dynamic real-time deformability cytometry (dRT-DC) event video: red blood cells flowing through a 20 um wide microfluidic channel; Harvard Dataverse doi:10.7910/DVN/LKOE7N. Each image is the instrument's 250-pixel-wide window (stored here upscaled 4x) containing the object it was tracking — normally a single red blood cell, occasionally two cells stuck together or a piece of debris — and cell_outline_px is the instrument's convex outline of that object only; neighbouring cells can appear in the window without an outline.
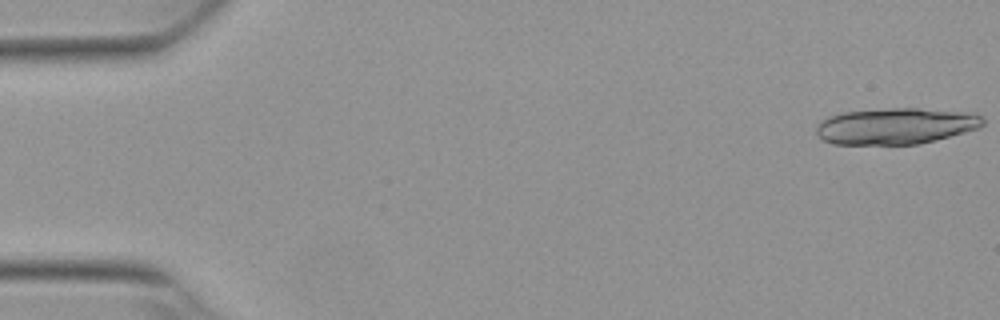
{"species": "Egyptian fruit bat (a non-hibernating species)", "species_latin": "Rousettus aegyptiacus", "temperature_condition": "warm", "stored_images_in_passage": 54, "camera_frame_rate_fps": 3000, "um_per_image_px": 0.085, "animal": {"sex": "female"}, "frame": {"image": 1, "passage_image": 1, "time_ms": 0.0, "image_size_px": [1000, 320], "cell_outline_px": [[984, 124], [980, 128], [936, 140], [920, 144], [832, 144], [824, 140], [816, 132], [816, 128], [820, 120], [828, 116], [844, 112], [888, 108], [920, 108], [976, 112], [984, 120]], "centroid_in_image_um": [76.18, 10.7], "position_along_channel_um": 8.8, "area_um2": 35.55}}
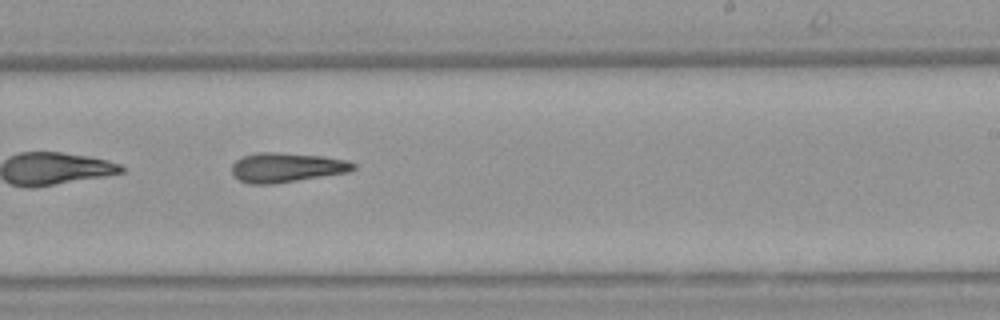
{"frame": {"image": 2, "passage_image": 33, "time_ms": 10.667, "image_size_px": [1000, 320], "cell_outline_px": [[356, 168], [348, 172], [272, 184], [248, 184], [232, 176], [232, 164], [240, 156], [256, 152], [280, 152], [324, 156], [348, 160], [356, 164]], "centroid_in_image_um": [24.33, 14.22], "position_along_channel_um": 264.7, "area_um2": 21.15}}
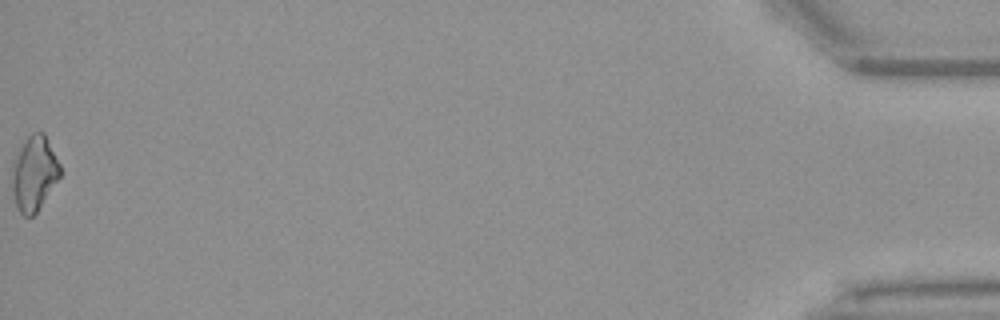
{"frame": {"image": 3, "passage_image": 54, "time_ms": 17.667, "image_size_px": [1000, 320], "cell_outline_px": [[64, 172], [36, 212], [32, 216], [24, 216], [16, 208], [12, 192], [12, 172], [20, 148], [28, 136], [32, 132], [44, 132]], "centroid_in_image_um": [2.94, 14.75], "position_along_channel_um": 432.3, "area_um2": 20.81}, "authors_computed_cell_mechanics": {"area_um2": 20.808, "velocity_mm_per_s": 3.8377, "shape_relaxation_time_tau1_ms": null, "shape_relaxation_time_tau2_ms": 7.4991, "deformation_change_tau1": null, "deformation_change_tau2": 0.2247}}